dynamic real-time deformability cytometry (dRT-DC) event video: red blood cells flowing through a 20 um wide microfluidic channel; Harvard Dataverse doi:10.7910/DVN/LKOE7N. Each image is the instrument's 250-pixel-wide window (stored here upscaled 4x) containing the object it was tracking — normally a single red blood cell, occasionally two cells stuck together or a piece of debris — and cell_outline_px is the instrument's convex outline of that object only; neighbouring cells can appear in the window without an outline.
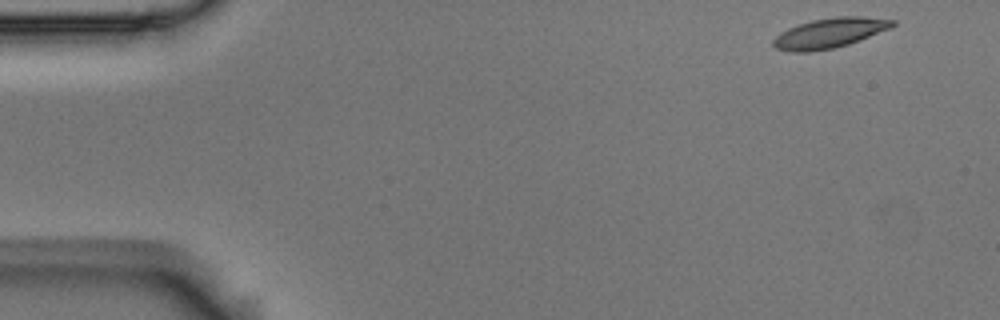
{"species": "Egyptian fruit bat (a non-hibernating species)", "species_latin": "Rousettus aegyptiacus", "temperature_condition": "room temperature", "stored_images_in_passage": 9, "camera_frame_rate_fps": 3000, "um_per_image_px": 0.085, "animal": {"sex": "male"}, "frame": {"image": 1, "passage_image": 1, "time_ms": 0.0, "image_size_px": [1000, 320], "cell_outline_px": [[896, 24], [892, 28], [860, 40], [848, 44], [832, 48], [808, 52], [792, 52], [776, 48], [772, 44], [772, 40], [780, 32], [788, 28], [812, 20], [836, 16], [864, 16], [896, 20]], "centroid_in_image_um": [70.55, 2.8], "position_along_channel_um": 14.5, "area_um2": 20.87}}
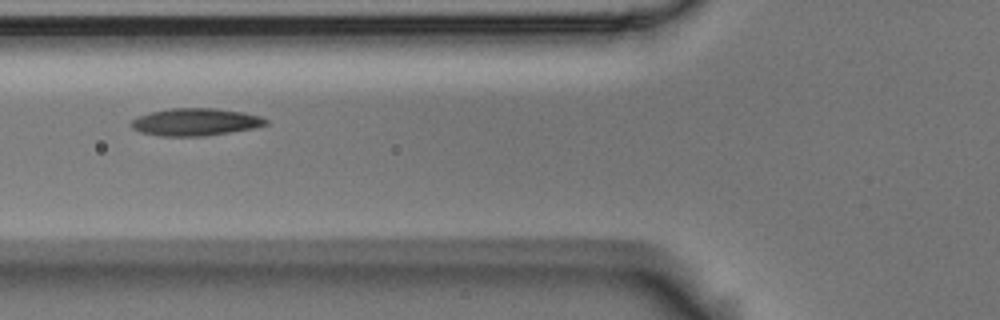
{"frame": {"image": 2, "passage_image": 6, "time_ms": 1.667, "image_size_px": [1000, 320], "cell_outline_px": [[268, 124], [256, 128], [204, 136], [160, 136], [140, 132], [132, 128], [128, 124], [132, 120], [140, 116], [152, 112], [172, 108], [216, 108], [244, 112], [260, 116], [268, 120]], "centroid_in_image_um": [16.63, 10.37], "position_along_channel_um": 109.2, "area_um2": 21.56}}
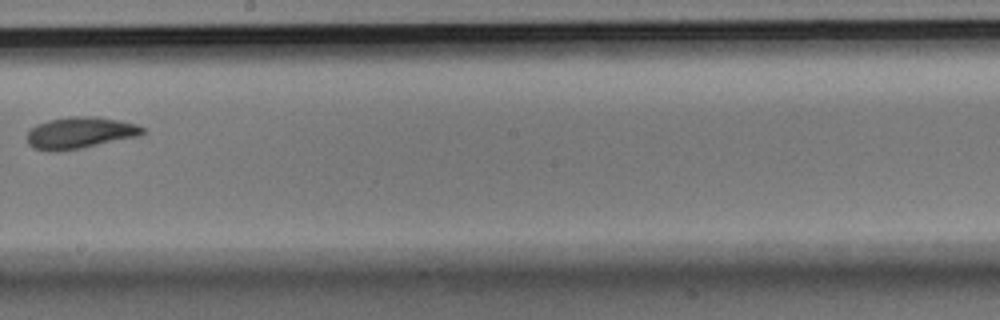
{"frame": {"image": 3, "passage_image": 9, "time_ms": 2.667, "image_size_px": [1000, 320], "cell_outline_px": [[144, 132], [140, 136], [80, 148], [32, 148], [28, 144], [28, 132], [36, 124], [52, 120], [72, 116], [96, 116], [120, 120], [136, 124], [144, 128]], "centroid_in_image_um": [6.88, 11.24], "position_along_channel_um": 241.3, "area_um2": 20.46}}